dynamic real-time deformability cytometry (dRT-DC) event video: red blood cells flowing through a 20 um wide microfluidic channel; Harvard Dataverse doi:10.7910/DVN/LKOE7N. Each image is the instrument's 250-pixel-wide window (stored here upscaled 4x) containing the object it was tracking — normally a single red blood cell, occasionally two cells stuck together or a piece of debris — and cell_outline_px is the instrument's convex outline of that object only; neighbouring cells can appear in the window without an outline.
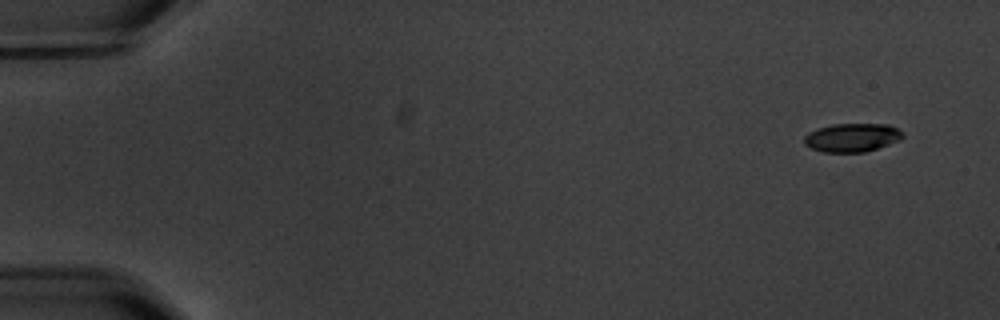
{"species": "common noctule bat (a hibernating species)", "species_latin": "Nyctalus noctula", "temperature_condition": "warm", "stored_images_in_passage": 5, "camera_frame_rate_fps": 3000, "um_per_image_px": 0.085, "animal": {"sex": "male", "body_mass_g": 20.1, "forearm_length_mm": 53.5}, "frame": {"image": 1, "passage_image": 1, "time_ms": 0.0, "image_size_px": [1000, 320], "cell_outline_px": [[904, 136], [900, 140], [864, 152], [824, 152], [812, 148], [804, 144], [804, 136], [808, 132], [816, 128], [832, 124], [888, 124], [896, 128]], "centroid_in_image_um": [72.38, 11.68], "position_along_channel_um": 12.6, "area_um2": 16.3}}
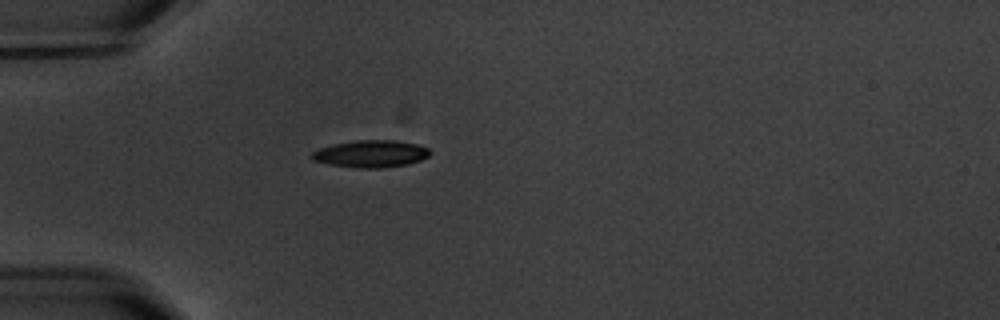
{"frame": {"image": 2, "passage_image": 5, "time_ms": 4.667, "image_size_px": [1000, 320], "cell_outline_px": [[432, 152], [428, 156], [420, 160], [408, 164], [380, 168], [360, 168], [328, 164], [312, 160], [308, 156], [312, 152], [320, 148], [332, 144], [356, 140], [396, 140], [416, 144], [428, 148]], "centroid_in_image_um": [31.49, 13.07], "position_along_channel_um": 53.5, "area_um2": 18.79}}